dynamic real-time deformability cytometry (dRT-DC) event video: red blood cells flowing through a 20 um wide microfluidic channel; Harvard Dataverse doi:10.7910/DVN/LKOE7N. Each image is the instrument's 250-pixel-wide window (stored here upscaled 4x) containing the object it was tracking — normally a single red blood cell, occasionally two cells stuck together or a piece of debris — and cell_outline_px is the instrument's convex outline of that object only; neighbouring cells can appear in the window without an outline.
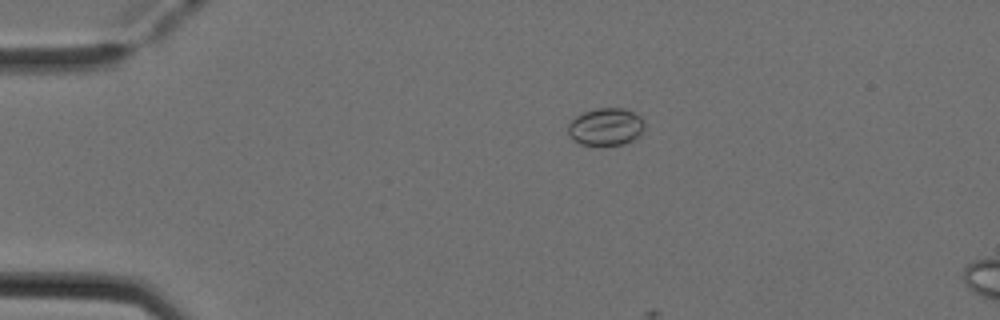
{"species": "Egyptian fruit bat (a non-hibernating species)", "species_latin": "Rousettus aegyptiacus", "temperature_condition": "cold", "stored_images_in_passage": 4, "camera_frame_rate_fps": 3000, "um_per_image_px": 0.085, "animal": {"sex": "female"}, "frame": {"image": 1, "passage_image": 2, "time_ms": 0.333, "image_size_px": [1000, 320], "cell_outline_px": [[644, 128], [640, 136], [624, 144], [580, 144], [568, 132], [568, 124], [576, 116], [584, 112], [596, 108], [624, 108], [640, 116], [644, 120]], "centroid_in_image_um": [51.53, 10.75], "position_along_channel_um": 33.5, "area_um2": 16.47}}